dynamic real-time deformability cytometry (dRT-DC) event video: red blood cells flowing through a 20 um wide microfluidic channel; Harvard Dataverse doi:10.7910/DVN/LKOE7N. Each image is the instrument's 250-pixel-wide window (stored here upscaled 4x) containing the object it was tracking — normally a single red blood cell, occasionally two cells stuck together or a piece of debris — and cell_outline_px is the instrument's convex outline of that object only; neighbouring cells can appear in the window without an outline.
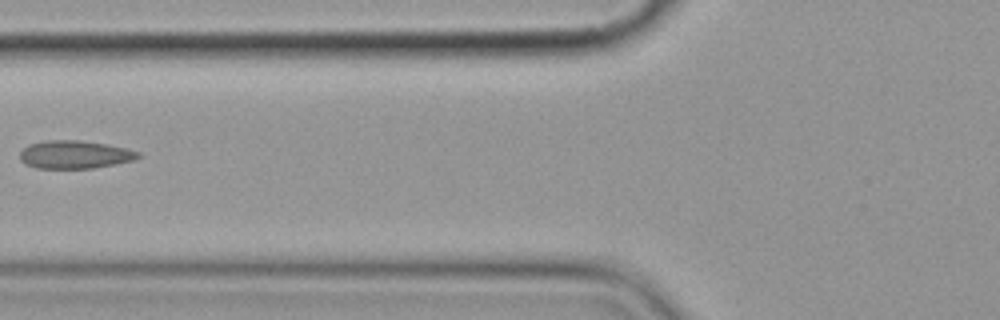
{"species": "common noctule bat (a hibernating species)", "species_latin": "Nyctalus noctula", "temperature_condition": "cold", "stored_images_in_passage": 4, "camera_frame_rate_fps": 3000, "um_per_image_px": 0.085, "animal": {"sex": "female", "body_mass_g": 19.9}, "frame": {"image": 1, "passage_image": 3, "time_ms": 2.333, "image_size_px": [1000, 320], "cell_outline_px": [[140, 156], [132, 160], [92, 168], [36, 168], [24, 164], [20, 160], [20, 152], [28, 144], [44, 140], [80, 140], [104, 144], [124, 148], [140, 152]], "centroid_in_image_um": [6.28, 13.13], "position_along_channel_um": 119.5, "area_um2": 19.13}}
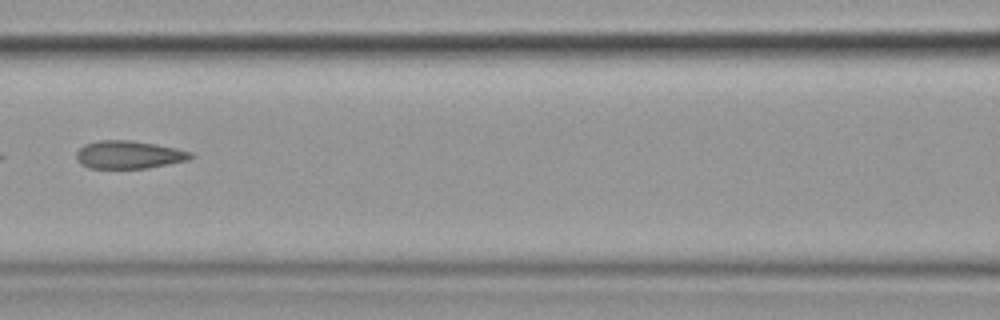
{"frame": {"image": 2, "passage_image": 4, "time_ms": 3.333, "image_size_px": [1000, 320], "cell_outline_px": [[196, 156], [188, 160], [148, 168], [88, 168], [80, 164], [76, 160], [76, 152], [84, 144], [96, 140], [128, 140], [156, 144], [176, 148], [192, 152]], "centroid_in_image_um": [10.94, 13.15], "position_along_channel_um": 155.7, "area_um2": 18.79}}